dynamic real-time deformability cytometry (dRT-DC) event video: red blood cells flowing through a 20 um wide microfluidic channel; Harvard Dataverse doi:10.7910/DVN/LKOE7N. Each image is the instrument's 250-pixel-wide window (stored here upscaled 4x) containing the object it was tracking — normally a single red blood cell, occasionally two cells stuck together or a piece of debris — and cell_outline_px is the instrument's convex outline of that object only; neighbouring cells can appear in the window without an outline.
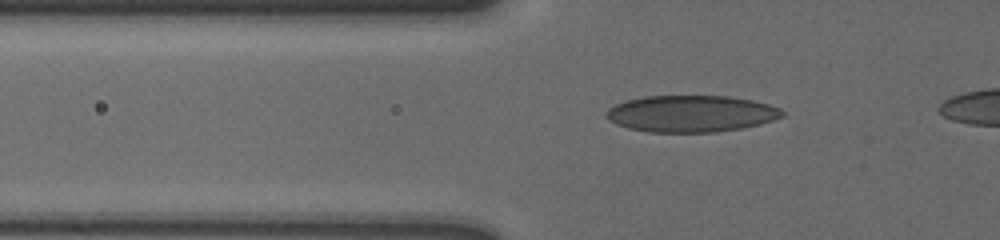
{"species": "human", "species_latin": "Homo sapiens", "temperature_condition": "cold", "stored_images_in_passage": 42, "camera_frame_rate_fps": 3000, "um_per_image_px": 0.085, "donor": {"sex": "male"}, "frame": {"image": 1, "passage_image": 9, "time_ms": 2.667, "image_size_px": [1000, 240], "cell_outline_px": [[784, 116], [760, 124], [740, 128], [716, 132], [648, 132], [628, 128], [616, 124], [608, 120], [604, 116], [608, 108], [616, 104], [628, 100], [644, 96], [728, 96], [752, 100], [768, 104], [780, 108], [784, 112]], "centroid_in_image_um": [58.72, 9.66], "position_along_channel_um": 67.1, "area_um2": 37.63}}
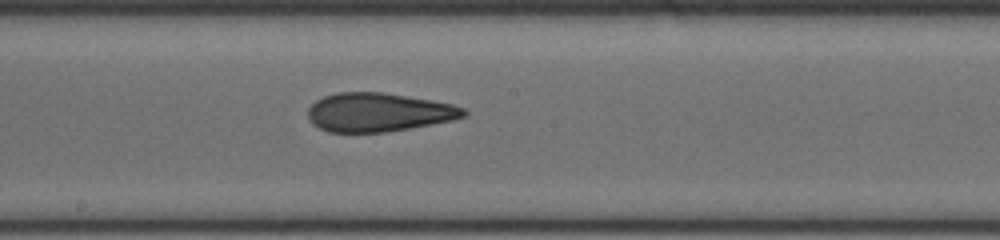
{"frame": {"image": 2, "passage_image": 22, "time_ms": 7.0, "image_size_px": [1000, 240], "cell_outline_px": [[468, 112], [464, 116], [452, 120], [408, 128], [384, 132], [328, 132], [312, 124], [308, 116], [308, 108], [316, 100], [324, 96], [336, 92], [380, 92], [432, 100], [452, 104], [464, 108]], "centroid_in_image_um": [32.14, 9.54], "position_along_channel_um": 216.1, "area_um2": 34.91}}
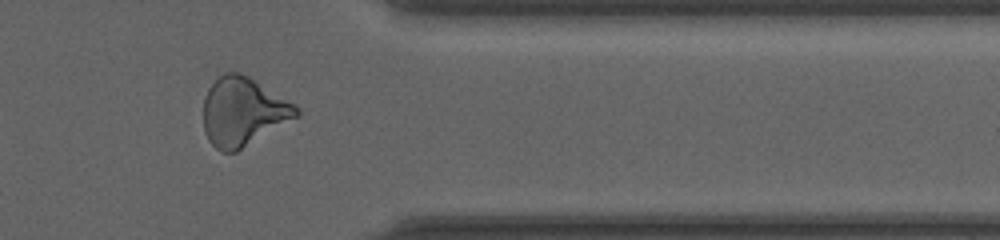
{"frame": {"image": 3, "passage_image": 37, "time_ms": 12.0, "image_size_px": [1000, 240], "cell_outline_px": [[300, 116], [236, 152], [220, 152], [208, 140], [204, 132], [204, 96], [208, 88], [224, 72], [236, 72], [248, 76], [292, 104], [300, 112]], "centroid_in_image_um": [20.62, 9.52], "position_along_channel_um": 390.8, "area_um2": 36.7}}